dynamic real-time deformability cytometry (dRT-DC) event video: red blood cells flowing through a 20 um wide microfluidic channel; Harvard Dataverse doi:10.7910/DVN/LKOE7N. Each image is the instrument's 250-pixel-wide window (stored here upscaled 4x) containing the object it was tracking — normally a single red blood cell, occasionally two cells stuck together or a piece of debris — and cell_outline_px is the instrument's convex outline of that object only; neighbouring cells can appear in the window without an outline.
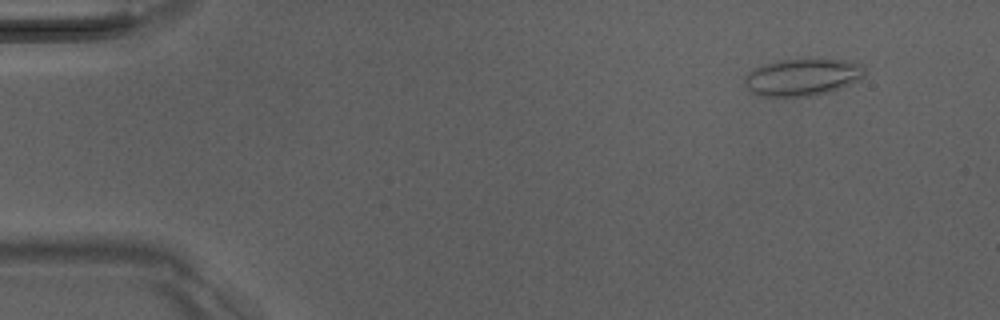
{"species": "Egyptian fruit bat (a non-hibernating species)", "species_latin": "Rousettus aegyptiacus", "temperature_condition": "room temperature", "stored_images_in_passage": 48, "camera_frame_rate_fps": 3000, "um_per_image_px": 0.085, "animal": {"sex": "male"}, "frame": {"image": 1, "passage_image": 2, "time_ms": 0.333, "image_size_px": [1000, 320], "cell_outline_px": [[864, 76], [860, 80], [828, 92], [808, 96], [784, 100], [760, 96], [752, 92], [744, 84], [744, 76], [748, 72], [764, 64], [780, 60], [844, 60], [864, 64]], "centroid_in_image_um": [68.16, 6.61], "position_along_channel_um": 16.8, "area_um2": 26.36}}
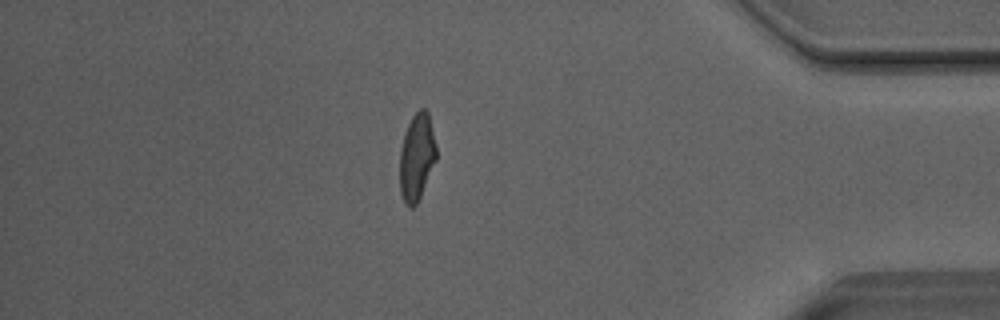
{"frame": {"image": 2, "passage_image": 41, "time_ms": 13.333, "image_size_px": [1000, 320], "cell_outline_px": [[436, 160], [420, 196], [416, 204], [412, 208], [408, 208], [404, 204], [400, 192], [400, 148], [408, 124], [412, 116], [420, 108], [424, 108], [428, 112], [436, 144]], "centroid_in_image_um": [35.41, 13.36], "position_along_channel_um": 399.8, "area_um2": 18.5}}
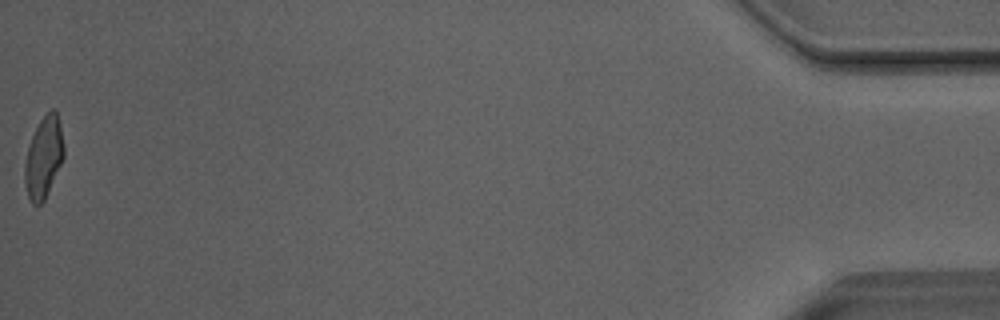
{"frame": {"image": 3, "passage_image": 48, "time_ms": 15.667, "image_size_px": [1000, 320], "cell_outline_px": [[64, 156], [44, 200], [40, 204], [32, 204], [28, 196], [24, 180], [24, 164], [28, 144], [40, 120], [52, 108], [56, 108], [60, 124], [64, 144]], "centroid_in_image_um": [3.7, 13.34], "position_along_channel_um": 431.5, "area_um2": 18.44}, "authors_computed_cell_mechanics": {"area_um2": 19.1318, "velocity_mm_per_s": 4.0739, "shape_relaxation_time_tau1_ms": 4.0332, "shape_relaxation_time_tau2_ms": 1.2841, "deformation_change_tau1": 0.1489, "deformation_change_tau2": 0.0661}}